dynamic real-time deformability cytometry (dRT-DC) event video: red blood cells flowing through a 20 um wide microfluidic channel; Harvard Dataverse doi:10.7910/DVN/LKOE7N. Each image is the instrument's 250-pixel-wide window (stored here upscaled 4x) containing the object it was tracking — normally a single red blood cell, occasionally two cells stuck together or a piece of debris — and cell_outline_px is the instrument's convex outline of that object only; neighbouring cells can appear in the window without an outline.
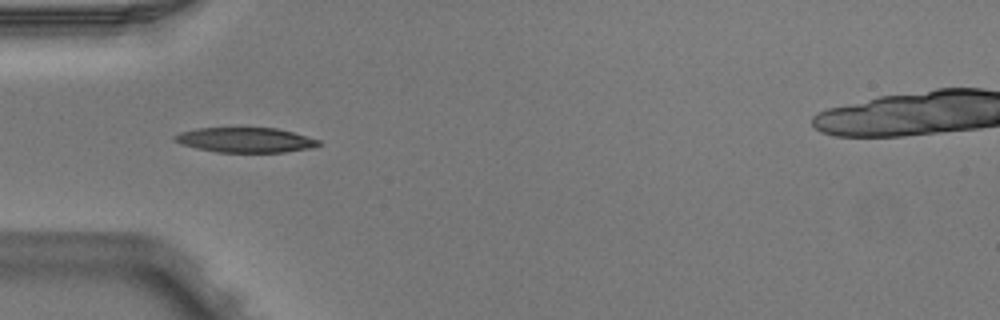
{"species": "Egyptian fruit bat (a non-hibernating species)", "species_latin": "Rousettus aegyptiacus", "temperature_condition": "warm", "stored_images_in_passage": 3, "camera_frame_rate_fps": 3000, "um_per_image_px": 0.085, "animal": {"sex": "male"}, "frame": {"image": 1, "passage_image": 3, "time_ms": 0.667, "image_size_px": [1000, 320], "cell_outline_px": [[324, 144], [312, 148], [284, 152], [216, 152], [196, 148], [180, 144], [172, 140], [172, 136], [180, 132], [196, 128], [276, 128], [292, 132], [320, 140]], "centroid_in_image_um": [20.84, 11.9], "position_along_channel_um": 64.2, "area_um2": 21.04}}